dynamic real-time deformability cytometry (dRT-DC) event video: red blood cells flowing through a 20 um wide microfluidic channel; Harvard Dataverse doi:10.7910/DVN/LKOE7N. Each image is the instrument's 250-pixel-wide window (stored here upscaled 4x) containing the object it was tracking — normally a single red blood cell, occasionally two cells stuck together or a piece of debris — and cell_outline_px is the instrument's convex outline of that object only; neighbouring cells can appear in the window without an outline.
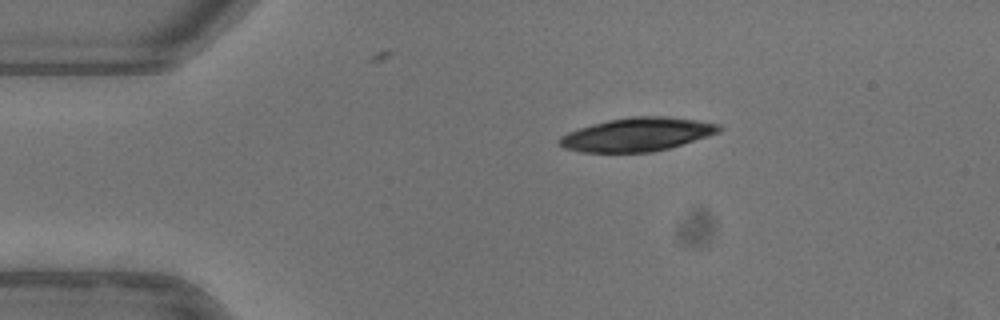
{"species": "common noctule bat (a hibernating species)", "species_latin": "Nyctalus noctula", "temperature_condition": "warm", "stored_images_in_passage": 43, "camera_frame_rate_fps": 3000, "um_per_image_px": 0.085, "animal": {"sex": "female"}, "frame": {"image": 1, "passage_image": 1, "time_ms": 0.0, "image_size_px": [1000, 320], "cell_outline_px": [[724, 128], [720, 132], [708, 136], [668, 148], [652, 152], [580, 152], [564, 148], [556, 140], [560, 136], [568, 132], [592, 124], [608, 120], [632, 116], [668, 116], [696, 120], [720, 124]], "centroid_in_image_um": [54.16, 11.42], "position_along_channel_um": 30.8, "area_um2": 31.15}}